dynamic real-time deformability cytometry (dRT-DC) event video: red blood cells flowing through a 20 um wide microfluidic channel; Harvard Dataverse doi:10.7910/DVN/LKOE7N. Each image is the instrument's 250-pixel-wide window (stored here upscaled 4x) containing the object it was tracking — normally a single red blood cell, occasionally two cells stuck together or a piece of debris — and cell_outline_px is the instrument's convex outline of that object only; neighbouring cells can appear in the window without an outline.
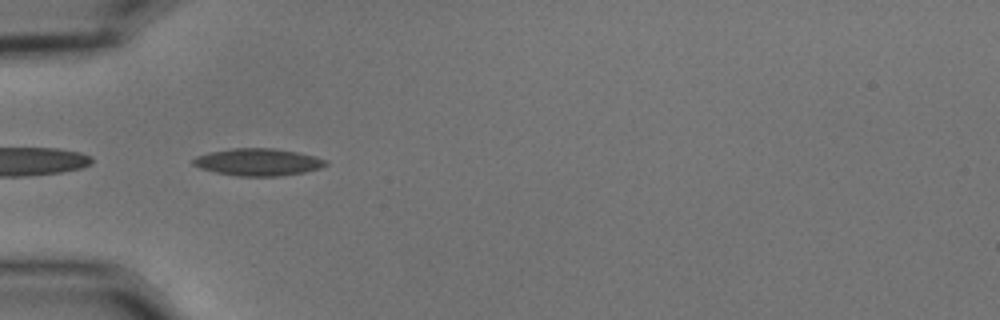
{"species": "common noctule bat (a hibernating species)", "species_latin": "Nyctalus noctula", "temperature_condition": "cold", "stored_images_in_passage": 4, "camera_frame_rate_fps": 3000, "um_per_image_px": 0.085, "animal": {"sex": "male", "body_mass_g": 15.6}, "frame": {"image": 1, "passage_image": 1, "time_ms": 0.0, "image_size_px": [1000, 320], "cell_outline_px": [[328, 164], [320, 168], [304, 172], [280, 176], [236, 176], [216, 172], [200, 168], [192, 164], [192, 160], [196, 156], [212, 152], [232, 148], [272, 148], [296, 152], [316, 156], [328, 160]], "centroid_in_image_um": [21.95, 13.78], "position_along_channel_um": 63.0, "area_um2": 20.98}}